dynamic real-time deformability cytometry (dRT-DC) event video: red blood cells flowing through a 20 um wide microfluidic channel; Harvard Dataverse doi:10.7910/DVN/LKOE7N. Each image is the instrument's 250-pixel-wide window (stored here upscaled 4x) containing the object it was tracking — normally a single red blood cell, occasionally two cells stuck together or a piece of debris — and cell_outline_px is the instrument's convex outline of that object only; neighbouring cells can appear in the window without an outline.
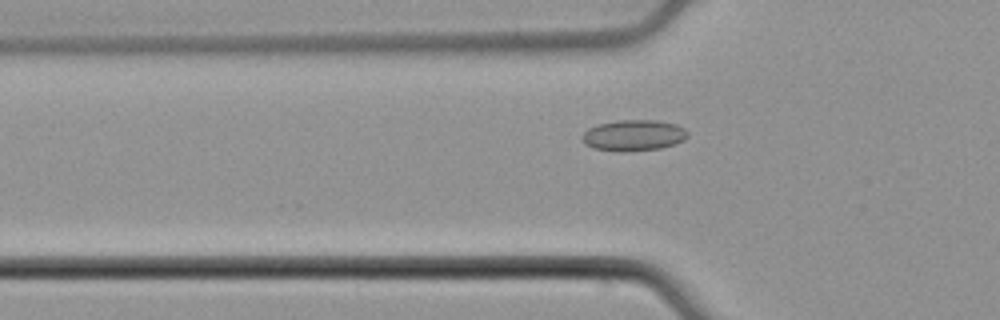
{"species": "common noctule bat (a hibernating species)", "species_latin": "Nyctalus noctula", "temperature_condition": "cold", "stored_images_in_passage": 19, "camera_frame_rate_fps": 3000, "um_per_image_px": 0.085, "animal": {"sex": "male", "body_mass_g": 21.5, "forearm_length_mm": 52.0}, "frame": {"image": 1, "passage_image": 2, "time_ms": 0.333, "image_size_px": [1000, 320], "cell_outline_px": [[688, 136], [684, 140], [660, 148], [628, 152], [616, 152], [592, 148], [584, 144], [580, 140], [580, 136], [588, 128], [600, 124], [616, 120], [656, 120], [676, 124], [684, 128], [688, 132]], "centroid_in_image_um": [53.81, 11.51], "position_along_channel_um": 72.0, "area_um2": 19.36}}
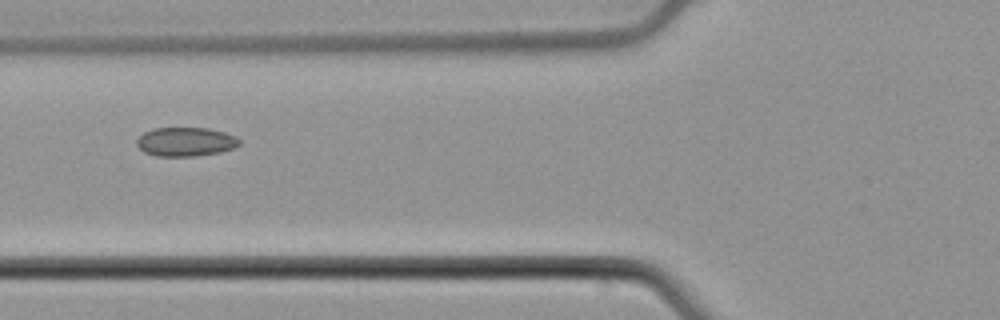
{"frame": {"image": 2, "passage_image": 5, "time_ms": 1.333, "image_size_px": [1000, 320], "cell_outline_px": [[240, 144], [236, 148], [220, 152], [196, 156], [156, 156], [144, 152], [136, 144], [136, 140], [144, 132], [152, 128], [208, 128], [224, 132], [236, 136], [240, 140]], "centroid_in_image_um": [15.79, 12.05], "position_along_channel_um": 110.0, "area_um2": 17.46}}